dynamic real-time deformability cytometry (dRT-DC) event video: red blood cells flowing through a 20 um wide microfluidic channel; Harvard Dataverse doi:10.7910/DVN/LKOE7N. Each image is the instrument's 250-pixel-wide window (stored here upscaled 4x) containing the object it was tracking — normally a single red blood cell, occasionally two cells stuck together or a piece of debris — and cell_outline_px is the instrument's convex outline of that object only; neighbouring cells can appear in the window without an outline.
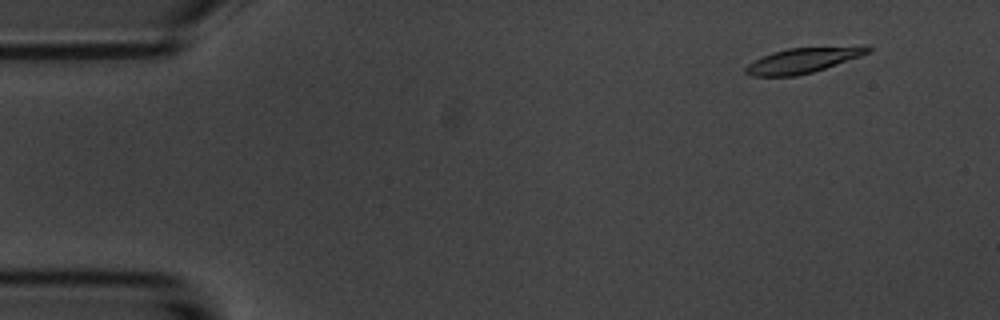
{"species": "common noctule bat (a hibernating species)", "species_latin": "Nyctalus noctula", "temperature_condition": "room temperature", "stored_images_in_passage": 14, "camera_frame_rate_fps": 3000, "um_per_image_px": 0.085, "animal": {"sex": "male", "body_mass_g": 20.1, "forearm_length_mm": 53.5}, "frame": {"image": 1, "passage_image": 5, "time_ms": 1.333, "image_size_px": [1000, 320], "cell_outline_px": [[872, 48], [868, 52], [860, 56], [812, 72], [796, 76], [752, 76], [744, 72], [744, 68], [748, 64], [772, 52], [788, 48], [864, 44], [868, 44]], "centroid_in_image_um": [68.31, 5.09], "position_along_channel_um": 16.7, "area_um2": 18.15}}